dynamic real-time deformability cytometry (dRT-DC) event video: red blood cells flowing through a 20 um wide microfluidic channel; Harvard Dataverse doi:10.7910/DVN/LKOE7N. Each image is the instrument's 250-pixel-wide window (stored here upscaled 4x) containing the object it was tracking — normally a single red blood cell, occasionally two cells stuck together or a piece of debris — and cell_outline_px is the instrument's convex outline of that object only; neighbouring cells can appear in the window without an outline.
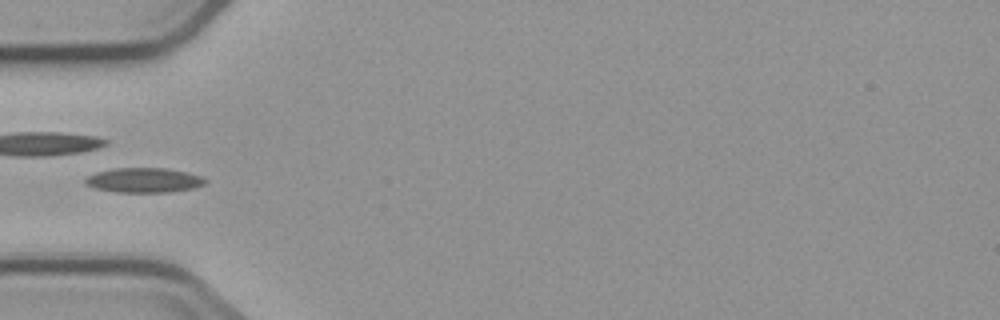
{"species": "common noctule bat (a hibernating species)", "species_latin": "Nyctalus noctula", "temperature_condition": "cold", "stored_images_in_passage": 5, "camera_frame_rate_fps": 3000, "um_per_image_px": 0.085, "animal": {"sex": "male", "body_mass_g": 23.1, "forearm_length_mm": 52.7}, "frame": {"image": 1, "passage_image": 5, "time_ms": 4.667, "image_size_px": [1000, 320], "cell_outline_px": [[208, 180], [204, 184], [196, 188], [168, 192], [116, 192], [92, 188], [84, 180], [88, 176], [96, 172], [116, 168], [168, 168], [200, 176]], "centroid_in_image_um": [12.24, 15.32], "position_along_channel_um": 72.8, "area_um2": 17.22}}